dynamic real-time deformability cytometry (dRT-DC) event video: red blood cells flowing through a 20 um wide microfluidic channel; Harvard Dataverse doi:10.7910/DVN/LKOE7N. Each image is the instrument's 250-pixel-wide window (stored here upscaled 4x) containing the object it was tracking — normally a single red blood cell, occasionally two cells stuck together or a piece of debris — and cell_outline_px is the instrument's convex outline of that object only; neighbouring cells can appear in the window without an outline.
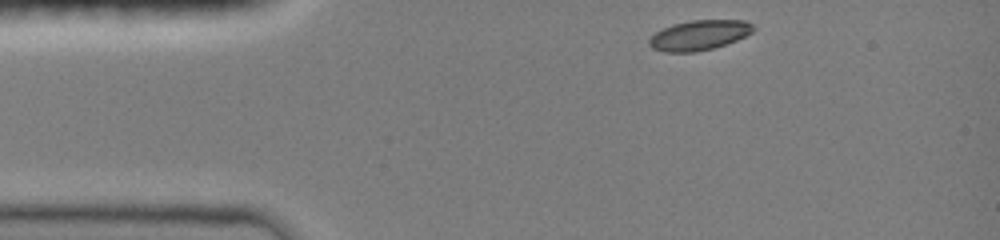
{"species": "common noctule bat (a hibernating species)", "species_latin": "Nyctalus noctula", "temperature_condition": "room temperature", "stored_images_in_passage": 36, "camera_frame_rate_fps": 3000, "um_per_image_px": 0.085, "animal": {"sex": "female", "body_mass_g": 19.0, "forearm_length_mm": 51.5}, "frame": {"image": 1, "passage_image": 1, "time_ms": 0.0, "image_size_px": [1000, 240], "cell_outline_px": [[756, 28], [752, 32], [736, 40], [712, 48], [696, 52], [664, 52], [652, 48], [648, 44], [648, 40], [656, 32], [672, 24], [688, 20], [744, 20], [752, 24]], "centroid_in_image_um": [59.41, 2.98], "position_along_channel_um": 25.6, "area_um2": 18.15}}
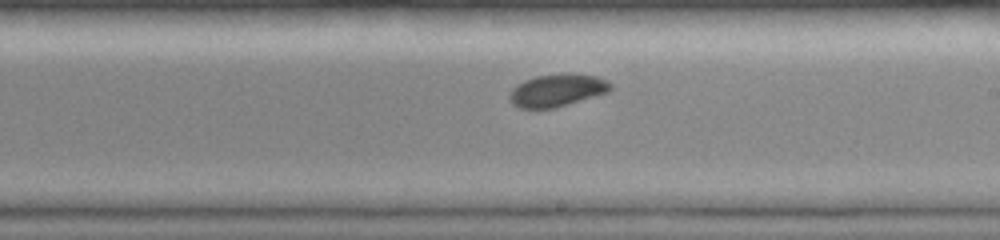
{"frame": {"image": 2, "passage_image": 21, "time_ms": 6.667, "image_size_px": [1000, 240], "cell_outline_px": [[612, 88], [608, 92], [556, 108], [520, 108], [512, 104], [508, 100], [508, 96], [512, 88], [516, 84], [524, 80], [536, 76], [596, 76], [612, 84]], "centroid_in_image_um": [47.28, 7.73], "position_along_channel_um": 241.7, "area_um2": 18.5}}
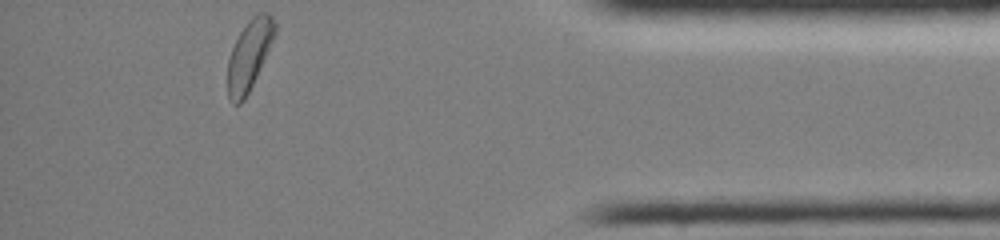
{"frame": {"image": 3, "passage_image": 36, "time_ms": 11.667, "image_size_px": [1000, 240], "cell_outline_px": [[276, 32], [252, 84], [244, 100], [240, 104], [232, 104], [228, 100], [228, 60], [232, 48], [240, 32], [248, 20], [256, 12], [268, 12], [272, 16], [276, 24]], "centroid_in_image_um": [21.17, 4.65], "position_along_channel_um": 414.0, "area_um2": 18.96}, "authors_computed_cell_mechanics": {"area_um2": 18.9873, "velocity_mm_per_s": 4.0169, "shape_relaxation_time_tau1_ms": 3.2809, "shape_relaxation_time_tau2_ms": null, "deformation_change_tau1": 0.1113, "deformation_change_tau2": null}}